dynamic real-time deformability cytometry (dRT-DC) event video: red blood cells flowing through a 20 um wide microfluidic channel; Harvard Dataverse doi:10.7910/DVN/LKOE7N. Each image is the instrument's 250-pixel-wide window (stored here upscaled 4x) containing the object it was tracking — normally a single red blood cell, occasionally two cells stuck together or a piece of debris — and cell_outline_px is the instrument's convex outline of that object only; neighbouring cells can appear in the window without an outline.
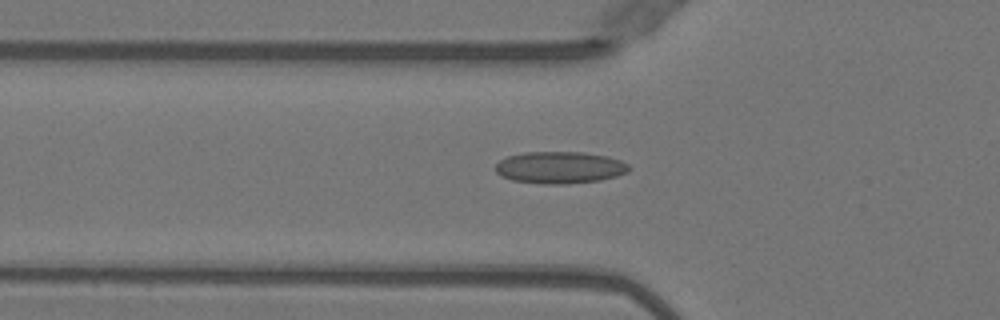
{"species": "Egyptian fruit bat (a non-hibernating species)", "species_latin": "Rousettus aegyptiacus", "temperature_condition": "warm", "stored_images_in_passage": 45, "camera_frame_rate_fps": 3000, "um_per_image_px": 0.085, "animal": {"sex": "female"}, "frame": {"image": 1, "passage_image": 18, "time_ms": 5.667, "image_size_px": [1000, 320], "cell_outline_px": [[632, 168], [628, 172], [616, 176], [600, 180], [564, 184], [544, 184], [512, 180], [496, 172], [496, 164], [500, 160], [508, 156], [524, 152], [584, 152], [608, 156], [620, 160], [628, 164]], "centroid_in_image_um": [47.62, 14.23], "position_along_channel_um": 78.2, "area_um2": 24.85}}
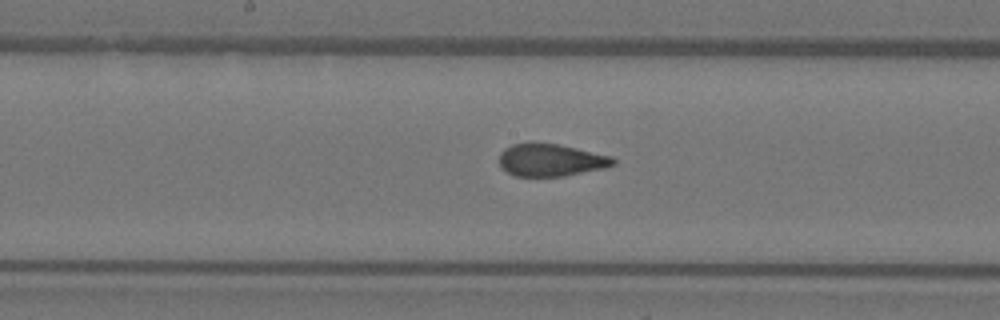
{"frame": {"image": 2, "passage_image": 27, "time_ms": 8.667, "image_size_px": [1000, 320], "cell_outline_px": [[616, 164], [604, 168], [564, 176], [516, 176], [508, 172], [500, 164], [500, 152], [504, 148], [512, 144], [528, 140], [556, 144], [576, 148], [612, 156], [616, 160]], "centroid_in_image_um": [46.8, 13.57], "position_along_channel_um": 201.4, "area_um2": 21.79}}
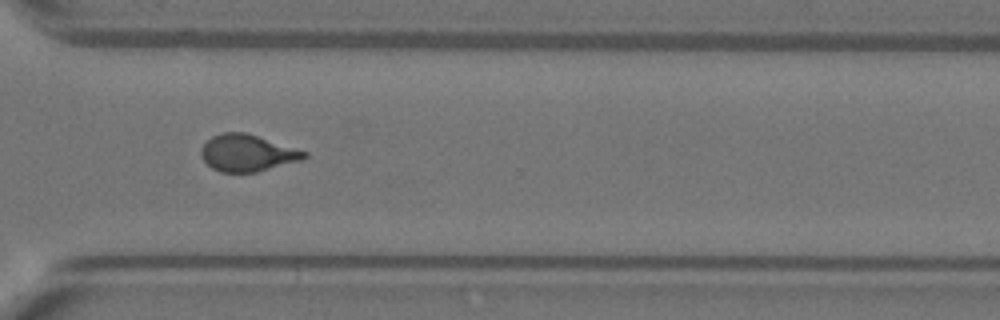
{"frame": {"image": 3, "passage_image": 38, "time_ms": 12.333, "image_size_px": [1000, 320], "cell_outline_px": [[308, 156], [300, 160], [256, 172], [220, 172], [212, 168], [200, 156], [200, 148], [212, 136], [224, 132], [244, 132], [308, 152]], "centroid_in_image_um": [20.99, 13.0], "position_along_channel_um": 349.6, "area_um2": 21.85}}